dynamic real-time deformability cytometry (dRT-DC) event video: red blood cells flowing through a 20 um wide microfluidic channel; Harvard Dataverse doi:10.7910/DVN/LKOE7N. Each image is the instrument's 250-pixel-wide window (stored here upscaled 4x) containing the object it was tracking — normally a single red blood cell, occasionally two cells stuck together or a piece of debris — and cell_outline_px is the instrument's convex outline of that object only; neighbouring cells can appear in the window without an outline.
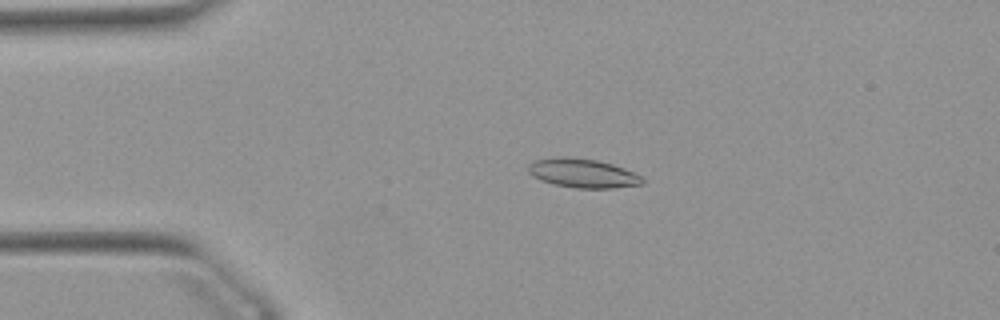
{"species": "Egyptian fruit bat (a non-hibernating species)", "species_latin": "Rousettus aegyptiacus", "temperature_condition": "warm", "stored_images_in_passage": 51, "camera_frame_rate_fps": 3000, "um_per_image_px": 0.085, "animal": {"sex": "female"}, "frame": {"image": 1, "passage_image": 10, "time_ms": 3.0, "image_size_px": [1000, 320], "cell_outline_px": [[644, 184], [616, 188], [576, 188], [556, 184], [540, 180], [532, 176], [528, 172], [528, 164], [536, 160], [556, 156], [572, 156], [596, 160], [612, 164], [624, 168], [644, 176]], "centroid_in_image_um": [49.56, 14.71], "position_along_channel_um": 35.4, "area_um2": 19.59}}
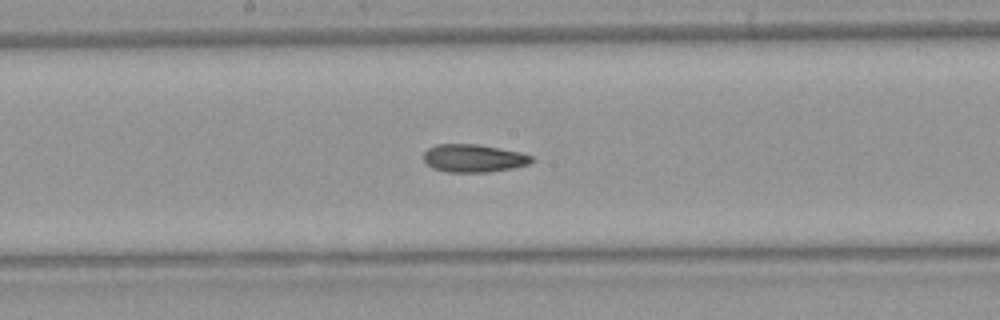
{"frame": {"image": 2, "passage_image": 26, "time_ms": 8.333, "image_size_px": [1000, 320], "cell_outline_px": [[532, 160], [528, 164], [512, 168], [488, 172], [448, 172], [432, 168], [424, 160], [424, 152], [428, 148], [436, 144], [480, 144], [520, 152], [532, 156]], "centroid_in_image_um": [40.23, 13.44], "position_along_channel_um": 208.0, "area_um2": 17.51}}
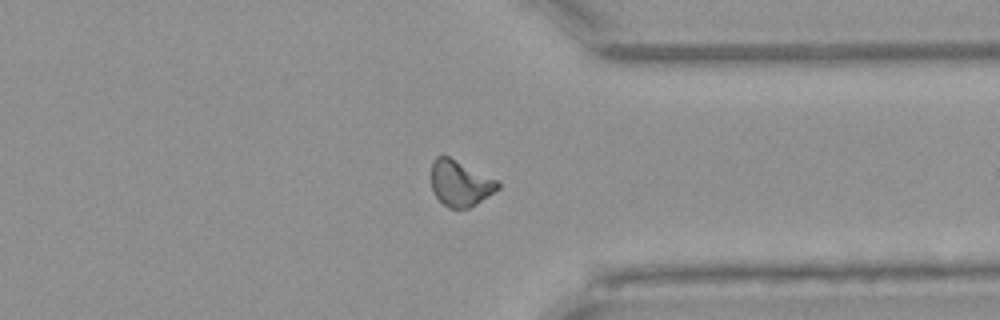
{"frame": {"image": 3, "passage_image": 39, "time_ms": 12.667, "image_size_px": [1000, 320], "cell_outline_px": [[500, 188], [476, 204], [468, 208], [448, 208], [432, 192], [432, 160], [436, 156], [448, 156], [496, 180], [500, 184]], "centroid_in_image_um": [39.09, 15.59], "position_along_channel_um": 372.3, "area_um2": 17.46}, "authors_computed_cell_mechanics": {"area_um2": 17.918, "velocity_mm_per_s": 3.8857, "shape_relaxation_time_tau1_ms": null, "shape_relaxation_time_tau2_ms": 3.3653, "deformation_change_tau1": null, "deformation_change_tau2": 0.1043}}